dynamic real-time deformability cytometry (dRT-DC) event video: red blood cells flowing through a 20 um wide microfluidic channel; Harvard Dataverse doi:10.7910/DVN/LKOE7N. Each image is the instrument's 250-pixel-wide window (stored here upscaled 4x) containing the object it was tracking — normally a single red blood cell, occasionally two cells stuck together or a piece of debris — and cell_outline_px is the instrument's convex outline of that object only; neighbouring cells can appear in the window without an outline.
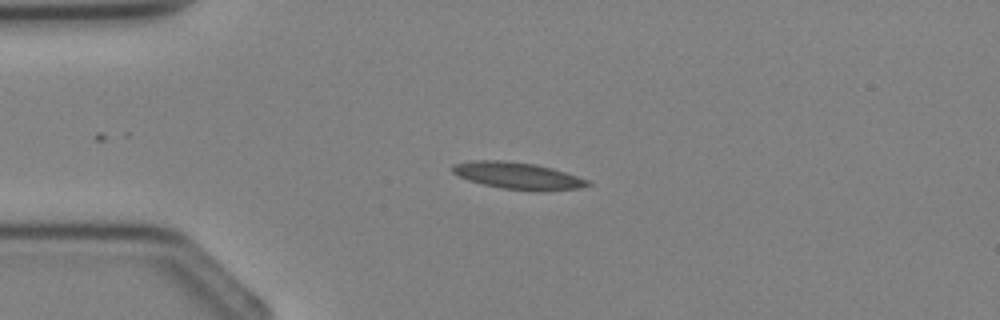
{"species": "Egyptian fruit bat (a non-hibernating species)", "species_latin": "Rousettus aegyptiacus", "temperature_condition": "cold", "stored_images_in_passage": 2, "camera_frame_rate_fps": 3000, "um_per_image_px": 0.085, "animal": {"sex": "female"}, "frame": {"image": 1, "passage_image": 1, "time_ms": 0.0, "image_size_px": [1000, 320], "cell_outline_px": [[592, 184], [580, 188], [544, 192], [536, 192], [504, 188], [484, 184], [468, 180], [452, 172], [452, 164], [472, 160], [504, 160], [536, 164], [552, 168], [588, 180]], "centroid_in_image_um": [44.03, 14.94], "position_along_channel_um": 41.0, "area_um2": 21.27}}